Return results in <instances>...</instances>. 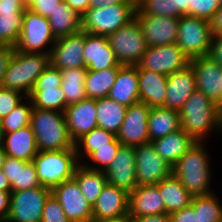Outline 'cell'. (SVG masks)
Wrapping results in <instances>:
<instances>
[{"label":"cell","instance_id":"6da1fadb","mask_svg":"<svg viewBox=\"0 0 222 222\" xmlns=\"http://www.w3.org/2000/svg\"><path fill=\"white\" fill-rule=\"evenodd\" d=\"M179 116L181 129L196 142H208L212 133L222 134V109L197 89L186 100Z\"/></svg>","mask_w":222,"mask_h":222},{"label":"cell","instance_id":"7a4b0ae2","mask_svg":"<svg viewBox=\"0 0 222 222\" xmlns=\"http://www.w3.org/2000/svg\"><path fill=\"white\" fill-rule=\"evenodd\" d=\"M207 142L195 144L172 166L176 176L192 196L207 195L215 191L213 166ZM214 186V188H212Z\"/></svg>","mask_w":222,"mask_h":222},{"label":"cell","instance_id":"3957f363","mask_svg":"<svg viewBox=\"0 0 222 222\" xmlns=\"http://www.w3.org/2000/svg\"><path fill=\"white\" fill-rule=\"evenodd\" d=\"M30 125L39 151L75 148L68 132L64 112L33 108Z\"/></svg>","mask_w":222,"mask_h":222},{"label":"cell","instance_id":"277c9868","mask_svg":"<svg viewBox=\"0 0 222 222\" xmlns=\"http://www.w3.org/2000/svg\"><path fill=\"white\" fill-rule=\"evenodd\" d=\"M49 65V54L26 53L15 49L1 87L29 97L37 78Z\"/></svg>","mask_w":222,"mask_h":222},{"label":"cell","instance_id":"5b68a950","mask_svg":"<svg viewBox=\"0 0 222 222\" xmlns=\"http://www.w3.org/2000/svg\"><path fill=\"white\" fill-rule=\"evenodd\" d=\"M32 162L41 186L50 190L63 181L73 178L80 165L76 148L39 151Z\"/></svg>","mask_w":222,"mask_h":222},{"label":"cell","instance_id":"8992f818","mask_svg":"<svg viewBox=\"0 0 222 222\" xmlns=\"http://www.w3.org/2000/svg\"><path fill=\"white\" fill-rule=\"evenodd\" d=\"M136 4H115L89 8L81 16V30L108 36L135 18Z\"/></svg>","mask_w":222,"mask_h":222},{"label":"cell","instance_id":"52a82bcc","mask_svg":"<svg viewBox=\"0 0 222 222\" xmlns=\"http://www.w3.org/2000/svg\"><path fill=\"white\" fill-rule=\"evenodd\" d=\"M213 35L210 21L183 15L179 18L176 44L190 59L208 56Z\"/></svg>","mask_w":222,"mask_h":222},{"label":"cell","instance_id":"ba28073f","mask_svg":"<svg viewBox=\"0 0 222 222\" xmlns=\"http://www.w3.org/2000/svg\"><path fill=\"white\" fill-rule=\"evenodd\" d=\"M55 41L48 18L27 8L23 13L22 30L15 49L26 53L50 54Z\"/></svg>","mask_w":222,"mask_h":222},{"label":"cell","instance_id":"9c48e42d","mask_svg":"<svg viewBox=\"0 0 222 222\" xmlns=\"http://www.w3.org/2000/svg\"><path fill=\"white\" fill-rule=\"evenodd\" d=\"M107 39L120 65H138L148 47L136 18L108 35Z\"/></svg>","mask_w":222,"mask_h":222},{"label":"cell","instance_id":"30bf717a","mask_svg":"<svg viewBox=\"0 0 222 222\" xmlns=\"http://www.w3.org/2000/svg\"><path fill=\"white\" fill-rule=\"evenodd\" d=\"M50 194L51 190L43 186L11 191L6 222H41L43 208Z\"/></svg>","mask_w":222,"mask_h":222},{"label":"cell","instance_id":"8fae6325","mask_svg":"<svg viewBox=\"0 0 222 222\" xmlns=\"http://www.w3.org/2000/svg\"><path fill=\"white\" fill-rule=\"evenodd\" d=\"M137 185H156L172 174V167L161 158L152 141L134 146Z\"/></svg>","mask_w":222,"mask_h":222},{"label":"cell","instance_id":"7c38bea8","mask_svg":"<svg viewBox=\"0 0 222 222\" xmlns=\"http://www.w3.org/2000/svg\"><path fill=\"white\" fill-rule=\"evenodd\" d=\"M138 65L142 69L171 75L190 65V58L176 43H174L170 45L147 47Z\"/></svg>","mask_w":222,"mask_h":222},{"label":"cell","instance_id":"4fadbf2b","mask_svg":"<svg viewBox=\"0 0 222 222\" xmlns=\"http://www.w3.org/2000/svg\"><path fill=\"white\" fill-rule=\"evenodd\" d=\"M51 193L71 222H90L93 219L92 205L82 195L74 178L63 181Z\"/></svg>","mask_w":222,"mask_h":222},{"label":"cell","instance_id":"5bb4252c","mask_svg":"<svg viewBox=\"0 0 222 222\" xmlns=\"http://www.w3.org/2000/svg\"><path fill=\"white\" fill-rule=\"evenodd\" d=\"M85 38L86 32L83 30L57 38L49 54L50 65L60 70L85 68L82 54Z\"/></svg>","mask_w":222,"mask_h":222},{"label":"cell","instance_id":"9a60e30c","mask_svg":"<svg viewBox=\"0 0 222 222\" xmlns=\"http://www.w3.org/2000/svg\"><path fill=\"white\" fill-rule=\"evenodd\" d=\"M190 65L195 74L197 90L222 109L221 66L209 56L192 58Z\"/></svg>","mask_w":222,"mask_h":222},{"label":"cell","instance_id":"2e32d148","mask_svg":"<svg viewBox=\"0 0 222 222\" xmlns=\"http://www.w3.org/2000/svg\"><path fill=\"white\" fill-rule=\"evenodd\" d=\"M151 108L144 103L127 107L125 119L116 138L123 146H137L149 142L148 117Z\"/></svg>","mask_w":222,"mask_h":222},{"label":"cell","instance_id":"e0dca14e","mask_svg":"<svg viewBox=\"0 0 222 222\" xmlns=\"http://www.w3.org/2000/svg\"><path fill=\"white\" fill-rule=\"evenodd\" d=\"M148 47L170 45L177 42L179 18L157 15H135Z\"/></svg>","mask_w":222,"mask_h":222},{"label":"cell","instance_id":"ac0fdd59","mask_svg":"<svg viewBox=\"0 0 222 222\" xmlns=\"http://www.w3.org/2000/svg\"><path fill=\"white\" fill-rule=\"evenodd\" d=\"M134 146H121L109 167L104 171L110 185L131 193L138 185L136 182Z\"/></svg>","mask_w":222,"mask_h":222},{"label":"cell","instance_id":"d6986e66","mask_svg":"<svg viewBox=\"0 0 222 222\" xmlns=\"http://www.w3.org/2000/svg\"><path fill=\"white\" fill-rule=\"evenodd\" d=\"M64 113L68 132L74 143L98 127L96 99L85 98L67 106Z\"/></svg>","mask_w":222,"mask_h":222},{"label":"cell","instance_id":"ffe728a7","mask_svg":"<svg viewBox=\"0 0 222 222\" xmlns=\"http://www.w3.org/2000/svg\"><path fill=\"white\" fill-rule=\"evenodd\" d=\"M82 54L87 70L102 71L122 66L119 64L113 49L109 45L107 36L86 33Z\"/></svg>","mask_w":222,"mask_h":222},{"label":"cell","instance_id":"44dd1931","mask_svg":"<svg viewBox=\"0 0 222 222\" xmlns=\"http://www.w3.org/2000/svg\"><path fill=\"white\" fill-rule=\"evenodd\" d=\"M26 9L24 0H0V45H17Z\"/></svg>","mask_w":222,"mask_h":222},{"label":"cell","instance_id":"7402d4cb","mask_svg":"<svg viewBox=\"0 0 222 222\" xmlns=\"http://www.w3.org/2000/svg\"><path fill=\"white\" fill-rule=\"evenodd\" d=\"M93 219L128 218V193L106 184L92 206Z\"/></svg>","mask_w":222,"mask_h":222},{"label":"cell","instance_id":"603a6c76","mask_svg":"<svg viewBox=\"0 0 222 222\" xmlns=\"http://www.w3.org/2000/svg\"><path fill=\"white\" fill-rule=\"evenodd\" d=\"M166 213L156 185H140L128 194V218Z\"/></svg>","mask_w":222,"mask_h":222},{"label":"cell","instance_id":"cb8c5ba5","mask_svg":"<svg viewBox=\"0 0 222 222\" xmlns=\"http://www.w3.org/2000/svg\"><path fill=\"white\" fill-rule=\"evenodd\" d=\"M196 89L195 74L191 65L168 75L164 107L180 111Z\"/></svg>","mask_w":222,"mask_h":222},{"label":"cell","instance_id":"d4e9b609","mask_svg":"<svg viewBox=\"0 0 222 222\" xmlns=\"http://www.w3.org/2000/svg\"><path fill=\"white\" fill-rule=\"evenodd\" d=\"M140 103L153 107H164L167 95L168 75L142 69L137 65Z\"/></svg>","mask_w":222,"mask_h":222},{"label":"cell","instance_id":"484cf974","mask_svg":"<svg viewBox=\"0 0 222 222\" xmlns=\"http://www.w3.org/2000/svg\"><path fill=\"white\" fill-rule=\"evenodd\" d=\"M0 144L7 156L33 161L39 152L31 125L11 133H1Z\"/></svg>","mask_w":222,"mask_h":222},{"label":"cell","instance_id":"4316f807","mask_svg":"<svg viewBox=\"0 0 222 222\" xmlns=\"http://www.w3.org/2000/svg\"><path fill=\"white\" fill-rule=\"evenodd\" d=\"M108 97L127 107L140 102L137 65H122L119 68Z\"/></svg>","mask_w":222,"mask_h":222},{"label":"cell","instance_id":"83f0119b","mask_svg":"<svg viewBox=\"0 0 222 222\" xmlns=\"http://www.w3.org/2000/svg\"><path fill=\"white\" fill-rule=\"evenodd\" d=\"M4 175L8 178L11 190H25L41 186L34 163L23 161L7 156L2 168Z\"/></svg>","mask_w":222,"mask_h":222},{"label":"cell","instance_id":"f1b7e54d","mask_svg":"<svg viewBox=\"0 0 222 222\" xmlns=\"http://www.w3.org/2000/svg\"><path fill=\"white\" fill-rule=\"evenodd\" d=\"M182 129L152 141L157 154L171 167L195 144Z\"/></svg>","mask_w":222,"mask_h":222},{"label":"cell","instance_id":"f546056e","mask_svg":"<svg viewBox=\"0 0 222 222\" xmlns=\"http://www.w3.org/2000/svg\"><path fill=\"white\" fill-rule=\"evenodd\" d=\"M158 190L168 214L191 205L193 196L173 174L158 183Z\"/></svg>","mask_w":222,"mask_h":222},{"label":"cell","instance_id":"4dcf8cb0","mask_svg":"<svg viewBox=\"0 0 222 222\" xmlns=\"http://www.w3.org/2000/svg\"><path fill=\"white\" fill-rule=\"evenodd\" d=\"M181 129L179 111L165 108L153 107L148 117L149 140L154 141L169 133Z\"/></svg>","mask_w":222,"mask_h":222},{"label":"cell","instance_id":"1f68e13d","mask_svg":"<svg viewBox=\"0 0 222 222\" xmlns=\"http://www.w3.org/2000/svg\"><path fill=\"white\" fill-rule=\"evenodd\" d=\"M127 106L107 97L96 99L98 127L117 135L125 119Z\"/></svg>","mask_w":222,"mask_h":222},{"label":"cell","instance_id":"d6a6232c","mask_svg":"<svg viewBox=\"0 0 222 222\" xmlns=\"http://www.w3.org/2000/svg\"><path fill=\"white\" fill-rule=\"evenodd\" d=\"M48 22L56 39L81 30V15L64 1L56 6Z\"/></svg>","mask_w":222,"mask_h":222},{"label":"cell","instance_id":"836d02e7","mask_svg":"<svg viewBox=\"0 0 222 222\" xmlns=\"http://www.w3.org/2000/svg\"><path fill=\"white\" fill-rule=\"evenodd\" d=\"M73 178L77 181L82 195L92 206L108 183L104 171L91 170L82 164L77 167Z\"/></svg>","mask_w":222,"mask_h":222},{"label":"cell","instance_id":"e575fe53","mask_svg":"<svg viewBox=\"0 0 222 222\" xmlns=\"http://www.w3.org/2000/svg\"><path fill=\"white\" fill-rule=\"evenodd\" d=\"M119 68H108L102 71L87 70L84 83L87 98L107 97L115 83Z\"/></svg>","mask_w":222,"mask_h":222},{"label":"cell","instance_id":"d590c367","mask_svg":"<svg viewBox=\"0 0 222 222\" xmlns=\"http://www.w3.org/2000/svg\"><path fill=\"white\" fill-rule=\"evenodd\" d=\"M62 74L61 88L66 98V107L87 98L85 92L86 68H69L60 70Z\"/></svg>","mask_w":222,"mask_h":222},{"label":"cell","instance_id":"8d00e7d4","mask_svg":"<svg viewBox=\"0 0 222 222\" xmlns=\"http://www.w3.org/2000/svg\"><path fill=\"white\" fill-rule=\"evenodd\" d=\"M29 98L33 108L64 112L66 98L61 87H33Z\"/></svg>","mask_w":222,"mask_h":222},{"label":"cell","instance_id":"74e56055","mask_svg":"<svg viewBox=\"0 0 222 222\" xmlns=\"http://www.w3.org/2000/svg\"><path fill=\"white\" fill-rule=\"evenodd\" d=\"M221 199L216 192L193 196L191 205L196 210L197 222H219L222 219Z\"/></svg>","mask_w":222,"mask_h":222},{"label":"cell","instance_id":"f35d334b","mask_svg":"<svg viewBox=\"0 0 222 222\" xmlns=\"http://www.w3.org/2000/svg\"><path fill=\"white\" fill-rule=\"evenodd\" d=\"M116 137L113 133L94 128L75 143L76 153L80 164L93 152L95 147L111 146V141Z\"/></svg>","mask_w":222,"mask_h":222},{"label":"cell","instance_id":"ab89813d","mask_svg":"<svg viewBox=\"0 0 222 222\" xmlns=\"http://www.w3.org/2000/svg\"><path fill=\"white\" fill-rule=\"evenodd\" d=\"M32 101L26 97L10 114L0 120L1 133H11L31 123Z\"/></svg>","mask_w":222,"mask_h":222},{"label":"cell","instance_id":"60d3db41","mask_svg":"<svg viewBox=\"0 0 222 222\" xmlns=\"http://www.w3.org/2000/svg\"><path fill=\"white\" fill-rule=\"evenodd\" d=\"M122 144L115 137L111 146L95 147L93 151L81 164L91 170L105 171L115 158Z\"/></svg>","mask_w":222,"mask_h":222},{"label":"cell","instance_id":"b9f144b4","mask_svg":"<svg viewBox=\"0 0 222 222\" xmlns=\"http://www.w3.org/2000/svg\"><path fill=\"white\" fill-rule=\"evenodd\" d=\"M135 15L177 18L176 0H136Z\"/></svg>","mask_w":222,"mask_h":222},{"label":"cell","instance_id":"7bdbcfd3","mask_svg":"<svg viewBox=\"0 0 222 222\" xmlns=\"http://www.w3.org/2000/svg\"><path fill=\"white\" fill-rule=\"evenodd\" d=\"M219 7L218 0H189L188 16L210 21Z\"/></svg>","mask_w":222,"mask_h":222},{"label":"cell","instance_id":"ee69618b","mask_svg":"<svg viewBox=\"0 0 222 222\" xmlns=\"http://www.w3.org/2000/svg\"><path fill=\"white\" fill-rule=\"evenodd\" d=\"M26 98L21 92L0 87V120L10 114Z\"/></svg>","mask_w":222,"mask_h":222},{"label":"cell","instance_id":"f6af8a7d","mask_svg":"<svg viewBox=\"0 0 222 222\" xmlns=\"http://www.w3.org/2000/svg\"><path fill=\"white\" fill-rule=\"evenodd\" d=\"M41 222H71L52 193L45 202Z\"/></svg>","mask_w":222,"mask_h":222},{"label":"cell","instance_id":"bcb514c9","mask_svg":"<svg viewBox=\"0 0 222 222\" xmlns=\"http://www.w3.org/2000/svg\"><path fill=\"white\" fill-rule=\"evenodd\" d=\"M62 84V74L60 69L49 65L37 78L34 87L59 88Z\"/></svg>","mask_w":222,"mask_h":222},{"label":"cell","instance_id":"7dc6e473","mask_svg":"<svg viewBox=\"0 0 222 222\" xmlns=\"http://www.w3.org/2000/svg\"><path fill=\"white\" fill-rule=\"evenodd\" d=\"M63 0H33L27 8L33 12L48 18L56 9V6L62 3Z\"/></svg>","mask_w":222,"mask_h":222},{"label":"cell","instance_id":"c3c4849f","mask_svg":"<svg viewBox=\"0 0 222 222\" xmlns=\"http://www.w3.org/2000/svg\"><path fill=\"white\" fill-rule=\"evenodd\" d=\"M15 47L9 45H0V87L2 81L9 66V63L13 57Z\"/></svg>","mask_w":222,"mask_h":222},{"label":"cell","instance_id":"681fc988","mask_svg":"<svg viewBox=\"0 0 222 222\" xmlns=\"http://www.w3.org/2000/svg\"><path fill=\"white\" fill-rule=\"evenodd\" d=\"M169 215L171 222H197L196 210L192 205L181 210L172 212Z\"/></svg>","mask_w":222,"mask_h":222},{"label":"cell","instance_id":"f907efd6","mask_svg":"<svg viewBox=\"0 0 222 222\" xmlns=\"http://www.w3.org/2000/svg\"><path fill=\"white\" fill-rule=\"evenodd\" d=\"M208 56L222 67V35H213Z\"/></svg>","mask_w":222,"mask_h":222},{"label":"cell","instance_id":"816d5d0a","mask_svg":"<svg viewBox=\"0 0 222 222\" xmlns=\"http://www.w3.org/2000/svg\"><path fill=\"white\" fill-rule=\"evenodd\" d=\"M11 192L0 191V222H6L10 208Z\"/></svg>","mask_w":222,"mask_h":222},{"label":"cell","instance_id":"f5cc1de1","mask_svg":"<svg viewBox=\"0 0 222 222\" xmlns=\"http://www.w3.org/2000/svg\"><path fill=\"white\" fill-rule=\"evenodd\" d=\"M129 219L130 222H171L170 215L168 213L151 214Z\"/></svg>","mask_w":222,"mask_h":222},{"label":"cell","instance_id":"db71d44e","mask_svg":"<svg viewBox=\"0 0 222 222\" xmlns=\"http://www.w3.org/2000/svg\"><path fill=\"white\" fill-rule=\"evenodd\" d=\"M79 15H83L90 8V0H63Z\"/></svg>","mask_w":222,"mask_h":222},{"label":"cell","instance_id":"11a10c76","mask_svg":"<svg viewBox=\"0 0 222 222\" xmlns=\"http://www.w3.org/2000/svg\"><path fill=\"white\" fill-rule=\"evenodd\" d=\"M210 25L214 35H222V6L214 13Z\"/></svg>","mask_w":222,"mask_h":222},{"label":"cell","instance_id":"9f6ffc18","mask_svg":"<svg viewBox=\"0 0 222 222\" xmlns=\"http://www.w3.org/2000/svg\"><path fill=\"white\" fill-rule=\"evenodd\" d=\"M115 4H136V0H90V7L110 6Z\"/></svg>","mask_w":222,"mask_h":222},{"label":"cell","instance_id":"6f0895ef","mask_svg":"<svg viewBox=\"0 0 222 222\" xmlns=\"http://www.w3.org/2000/svg\"><path fill=\"white\" fill-rule=\"evenodd\" d=\"M189 0H176L177 18L183 15H188Z\"/></svg>","mask_w":222,"mask_h":222},{"label":"cell","instance_id":"680465c9","mask_svg":"<svg viewBox=\"0 0 222 222\" xmlns=\"http://www.w3.org/2000/svg\"><path fill=\"white\" fill-rule=\"evenodd\" d=\"M0 191L11 192V185L8 178L4 175L2 169H0Z\"/></svg>","mask_w":222,"mask_h":222},{"label":"cell","instance_id":"91938a15","mask_svg":"<svg viewBox=\"0 0 222 222\" xmlns=\"http://www.w3.org/2000/svg\"><path fill=\"white\" fill-rule=\"evenodd\" d=\"M90 222H130L129 218L122 219H92Z\"/></svg>","mask_w":222,"mask_h":222},{"label":"cell","instance_id":"94428289","mask_svg":"<svg viewBox=\"0 0 222 222\" xmlns=\"http://www.w3.org/2000/svg\"><path fill=\"white\" fill-rule=\"evenodd\" d=\"M6 157H7V154L5 153L4 149L2 148L0 144V169L3 168Z\"/></svg>","mask_w":222,"mask_h":222},{"label":"cell","instance_id":"6125c7cd","mask_svg":"<svg viewBox=\"0 0 222 222\" xmlns=\"http://www.w3.org/2000/svg\"><path fill=\"white\" fill-rule=\"evenodd\" d=\"M33 0H24L26 6L29 5Z\"/></svg>","mask_w":222,"mask_h":222},{"label":"cell","instance_id":"be15d7a7","mask_svg":"<svg viewBox=\"0 0 222 222\" xmlns=\"http://www.w3.org/2000/svg\"><path fill=\"white\" fill-rule=\"evenodd\" d=\"M218 2H219V4H220V6H222V0H218Z\"/></svg>","mask_w":222,"mask_h":222}]
</instances>
